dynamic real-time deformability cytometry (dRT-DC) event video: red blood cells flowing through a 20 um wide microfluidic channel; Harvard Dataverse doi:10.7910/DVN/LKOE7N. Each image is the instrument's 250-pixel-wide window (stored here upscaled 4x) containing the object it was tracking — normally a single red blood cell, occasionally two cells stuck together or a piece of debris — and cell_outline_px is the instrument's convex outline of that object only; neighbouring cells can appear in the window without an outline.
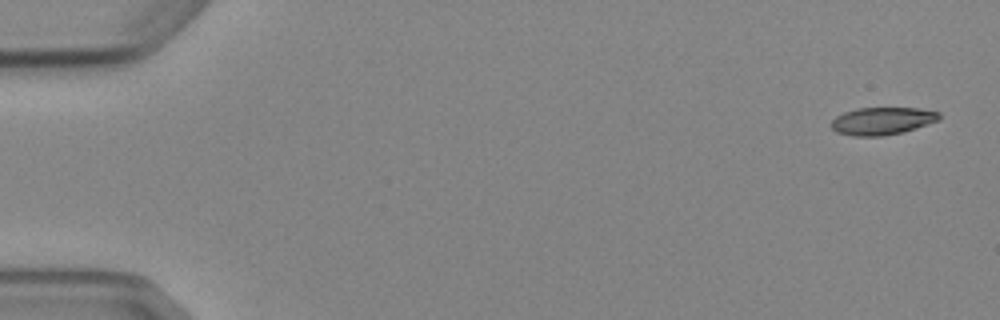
{"species": "Egyptian fruit bat (a non-hibernating species)", "species_latin": "Rousettus aegyptiacus", "temperature_condition": "cold", "stored_images_in_passage": 5, "camera_frame_rate_fps": 3000, "um_per_image_px": 0.085, "animal": {"sex": "female"}, "frame": {"image": 1, "passage_image": 1, "time_ms": 0.0, "image_size_px": [1000, 320], "cell_outline_px": [[940, 120], [904, 132], [880, 136], [852, 136], [836, 132], [832, 128], [832, 120], [836, 116], [844, 112], [856, 108], [916, 108], [940, 112]], "centroid_in_image_um": [74.99, 10.28], "position_along_channel_um": 10.0, "area_um2": 17.34}}
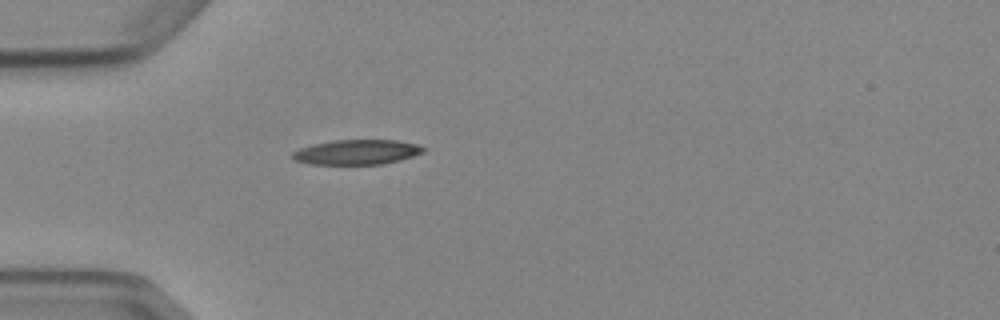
{"frame": {"image": 2, "passage_image": 5, "time_ms": 4.667, "image_size_px": [1000, 320], "cell_outline_px": [[424, 152], [400, 160], [384, 164], [308, 164], [296, 160], [292, 156], [292, 152], [300, 148], [312, 144], [332, 140], [396, 140], [420, 144], [424, 148]], "centroid_in_image_um": [30.34, 12.92], "position_along_channel_um": 54.7, "area_um2": 19.02}}